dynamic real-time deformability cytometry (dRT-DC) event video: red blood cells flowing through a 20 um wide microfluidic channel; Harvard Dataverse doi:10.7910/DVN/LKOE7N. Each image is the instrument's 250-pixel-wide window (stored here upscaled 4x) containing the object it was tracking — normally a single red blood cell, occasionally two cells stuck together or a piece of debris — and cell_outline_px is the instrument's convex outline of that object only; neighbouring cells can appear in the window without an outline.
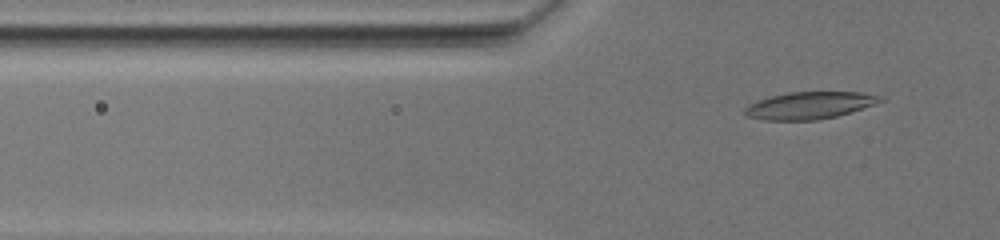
{"species": "common noctule bat (a hibernating species)", "species_latin": "Nyctalus noctula", "temperature_condition": "warm", "stored_images_in_passage": 29, "camera_frame_rate_fps": 3000, "um_per_image_px": 0.085, "animal": {"sex": "female", "body_mass_g": 19.5, "forearm_length_mm": 54.1}, "frame": {"image": 1, "passage_image": 9, "time_ms": 2.667, "image_size_px": [1000, 240], "cell_outline_px": [[888, 100], [836, 116], [816, 120], [764, 120], [744, 116], [744, 108], [748, 104], [772, 96], [788, 92], [860, 92], [880, 96]], "centroid_in_image_um": [68.8, 8.96], "position_along_channel_um": 57.0, "area_um2": 21.39}}
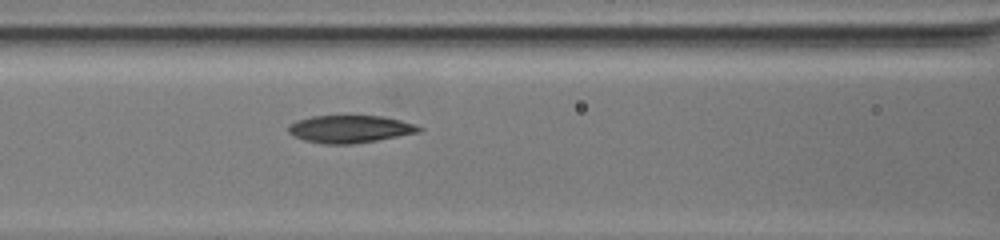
{"frame": {"image": 2, "passage_image": 18, "time_ms": 6.0, "image_size_px": [1000, 240], "cell_outline_px": [[424, 128], [420, 132], [376, 140], [352, 144], [324, 144], [304, 140], [292, 136], [288, 132], [288, 124], [296, 120], [312, 116], [384, 116], [416, 124]], "centroid_in_image_um": [29.73, 10.96], "position_along_channel_um": 136.9, "area_um2": 21.04}}
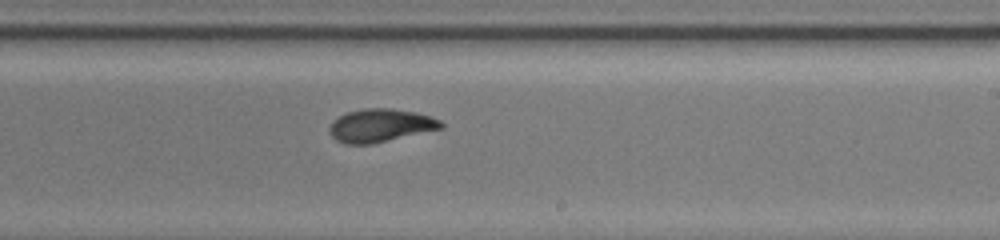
{"frame": {"image": 3, "passage_image": 29, "time_ms": 10.0, "image_size_px": [1000, 240], "cell_outline_px": [[444, 128], [372, 144], [344, 144], [336, 140], [328, 132], [328, 128], [332, 120], [348, 112], [364, 108], [392, 108], [416, 112], [440, 120], [444, 124]], "centroid_in_image_um": [32.32, 10.67], "position_along_channel_um": 256.7, "area_um2": 21.68}}